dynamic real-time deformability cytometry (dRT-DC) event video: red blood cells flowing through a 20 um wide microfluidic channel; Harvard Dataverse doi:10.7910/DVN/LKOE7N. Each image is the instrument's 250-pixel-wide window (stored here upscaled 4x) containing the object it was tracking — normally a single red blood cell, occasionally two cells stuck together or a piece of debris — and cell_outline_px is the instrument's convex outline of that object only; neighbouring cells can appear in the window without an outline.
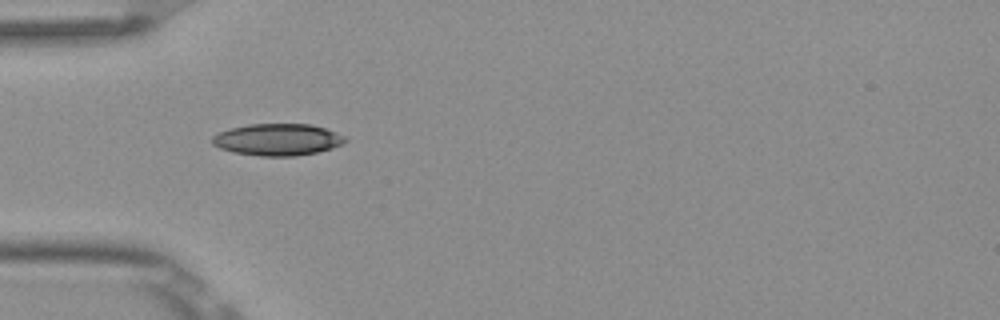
{"species": "Egyptian fruit bat (a non-hibernating species)", "species_latin": "Rousettus aegyptiacus", "temperature_condition": "room temperature", "stored_images_in_passage": 3, "camera_frame_rate_fps": 3000, "um_per_image_px": 0.085, "frame": {"image": 1, "passage_image": 2, "time_ms": 0.333, "image_size_px": [1000, 320], "cell_outline_px": [[348, 140], [332, 148], [316, 152], [296, 156], [260, 156], [232, 152], [220, 148], [212, 144], [212, 136], [220, 132], [232, 128], [248, 124], [312, 124], [336, 132], [344, 136]], "centroid_in_image_um": [23.58, 11.87], "position_along_channel_um": 61.4, "area_um2": 24.57}}
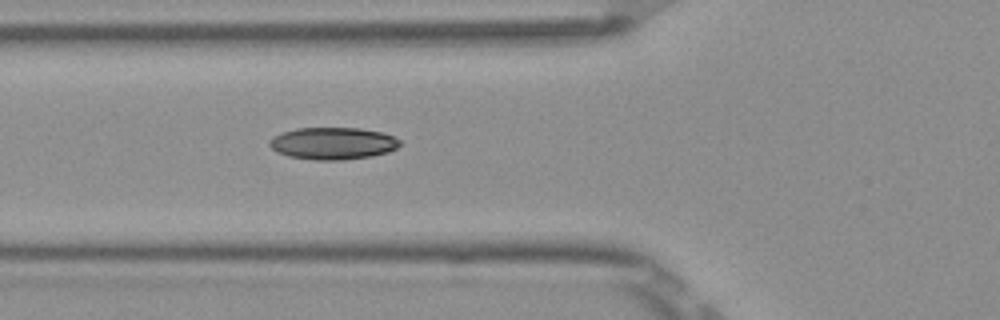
{"frame": {"image": 2, "passage_image": 3, "time_ms": 0.667, "image_size_px": [1000, 320], "cell_outline_px": [[400, 144], [396, 148], [388, 152], [372, 156], [344, 160], [316, 160], [288, 156], [276, 152], [268, 144], [272, 136], [296, 128], [360, 128], [380, 132], [392, 136], [400, 140]], "centroid_in_image_um": [28.27, 12.19], "position_along_channel_um": 97.5, "area_um2": 24.39}}